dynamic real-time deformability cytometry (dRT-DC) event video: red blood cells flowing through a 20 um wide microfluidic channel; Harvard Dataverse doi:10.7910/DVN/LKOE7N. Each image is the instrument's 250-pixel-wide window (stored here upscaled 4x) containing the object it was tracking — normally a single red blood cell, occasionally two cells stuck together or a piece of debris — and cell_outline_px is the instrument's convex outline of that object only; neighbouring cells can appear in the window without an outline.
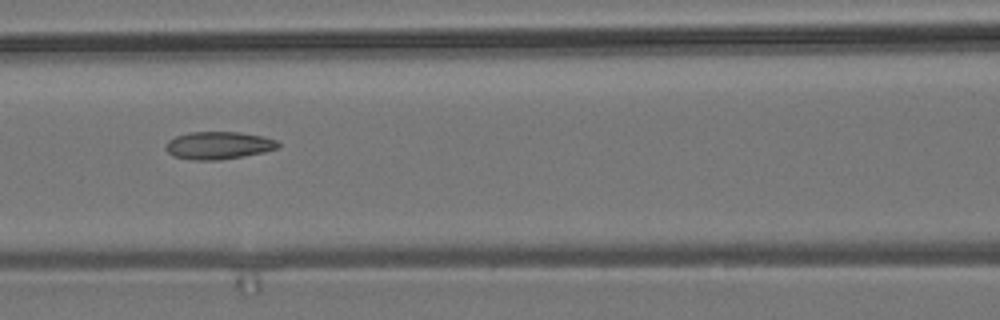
{"species": "common noctule bat (a hibernating species)", "species_latin": "Nyctalus noctula", "temperature_condition": "room temperature", "stored_images_in_passage": 7, "camera_frame_rate_fps": 3000, "um_per_image_px": 0.085, "animal": {"sex": "male", "body_mass_g": 19.2, "forearm_length_mm": 51.8}, "frame": {"image": 1, "passage_image": 5, "time_ms": 4.333, "image_size_px": [1000, 320], "cell_outline_px": [[280, 148], [264, 152], [244, 156], [220, 160], [192, 160], [172, 156], [164, 148], [164, 144], [168, 140], [176, 136], [188, 132], [240, 132], [264, 136], [276, 140], [280, 144]], "centroid_in_image_um": [18.56, 12.36], "position_along_channel_um": 148.0, "area_um2": 18.38}}
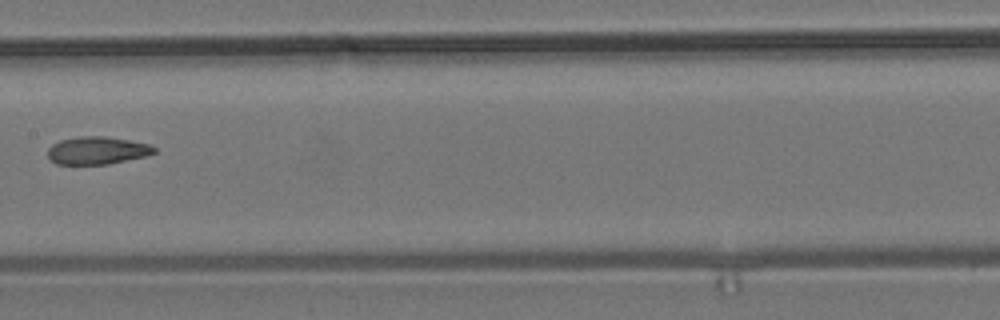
{"frame": {"image": 2, "passage_image": 6, "time_ms": 5.667, "image_size_px": [1000, 320], "cell_outline_px": [[156, 152], [148, 156], [108, 164], [56, 164], [48, 156], [48, 148], [52, 144], [60, 140], [80, 136], [104, 136], [128, 140], [148, 144], [156, 148]], "centroid_in_image_um": [8.27, 12.79], "position_along_channel_um": 199.1, "area_um2": 17.17}}
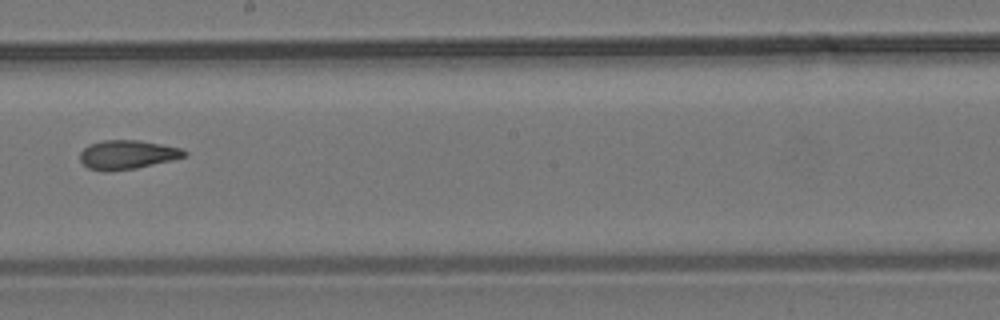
{"frame": {"image": 3, "passage_image": 7, "time_ms": 6.667, "image_size_px": [1000, 320], "cell_outline_px": [[188, 152], [184, 156], [172, 160], [136, 168], [108, 172], [104, 172], [88, 168], [80, 160], [80, 152], [88, 144], [100, 140], [140, 140], [180, 148]], "centroid_in_image_um": [10.77, 13.15], "position_along_channel_um": 237.4, "area_um2": 17.69}}